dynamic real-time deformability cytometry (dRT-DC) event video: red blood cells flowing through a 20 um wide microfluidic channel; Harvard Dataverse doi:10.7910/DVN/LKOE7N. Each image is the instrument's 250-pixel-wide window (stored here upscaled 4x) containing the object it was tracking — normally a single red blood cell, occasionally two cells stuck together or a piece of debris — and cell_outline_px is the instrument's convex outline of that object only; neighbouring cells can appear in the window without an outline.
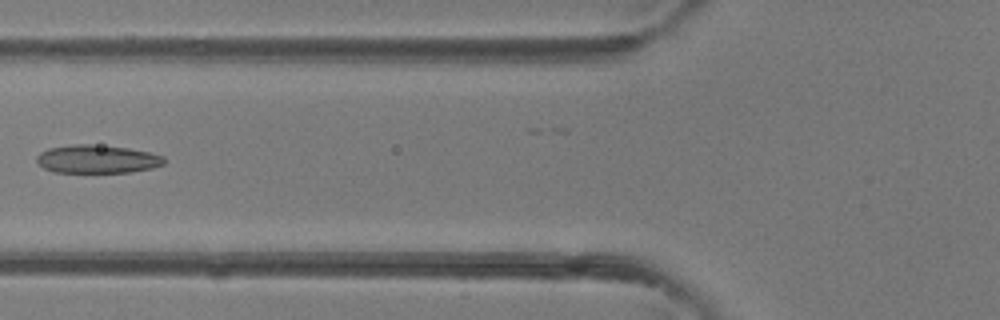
{"species": "common noctule bat (a hibernating species)", "species_latin": "Nyctalus noctula", "temperature_condition": "room temperature", "stored_images_in_passage": 6, "camera_frame_rate_fps": 3000, "um_per_image_px": 0.085, "animal": {"sex": "female"}, "frame": {"image": 1, "passage_image": 6, "time_ms": 5.667, "image_size_px": [1000, 320], "cell_outline_px": [[164, 164], [152, 168], [132, 172], [52, 172], [44, 168], [36, 160], [36, 156], [40, 152], [48, 148], [72, 144], [92, 144], [128, 148], [148, 152], [164, 156]], "centroid_in_image_um": [8.24, 13.52], "position_along_channel_um": 117.6, "area_um2": 20.98}}